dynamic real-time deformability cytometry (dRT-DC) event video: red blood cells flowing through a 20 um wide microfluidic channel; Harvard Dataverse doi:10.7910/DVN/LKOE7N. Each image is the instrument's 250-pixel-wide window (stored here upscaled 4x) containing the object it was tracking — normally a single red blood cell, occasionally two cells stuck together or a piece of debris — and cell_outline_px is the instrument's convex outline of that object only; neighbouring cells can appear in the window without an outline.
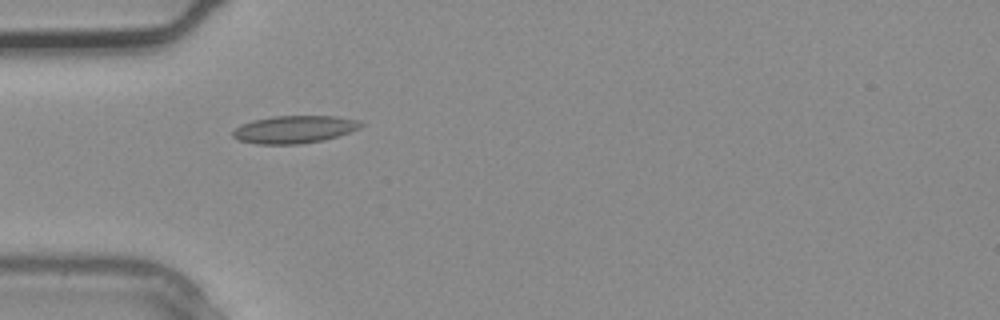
{"species": "common noctule bat (a hibernating species)", "species_latin": "Nyctalus noctula", "temperature_condition": "warm", "stored_images_in_passage": 1, "camera_frame_rate_fps": 3000, "um_per_image_px": 0.085, "animal": {"sex": "male", "body_mass_g": 20.4}, "frame": {"image": 1, "passage_image": 1, "time_ms": 0.0, "image_size_px": [1000, 320], "cell_outline_px": [[364, 124], [360, 128], [324, 140], [300, 144], [260, 144], [240, 140], [232, 136], [232, 132], [240, 124], [252, 120], [272, 116], [336, 116], [360, 120]], "centroid_in_image_um": [25.02, 10.99], "position_along_channel_um": 60.0, "area_um2": 20.58}}